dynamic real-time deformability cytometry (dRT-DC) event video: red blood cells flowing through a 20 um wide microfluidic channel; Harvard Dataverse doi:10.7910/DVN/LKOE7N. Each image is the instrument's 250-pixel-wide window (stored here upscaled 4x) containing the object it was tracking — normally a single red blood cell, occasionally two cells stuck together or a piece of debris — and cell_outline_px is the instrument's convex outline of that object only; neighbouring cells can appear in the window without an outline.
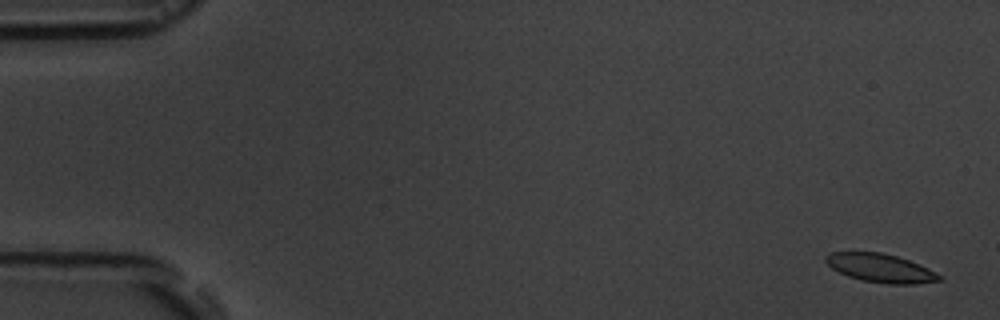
{"species": "common noctule bat (a hibernating species)", "species_latin": "Nyctalus noctula", "temperature_condition": "room temperature", "stored_images_in_passage": 6, "camera_frame_rate_fps": 3000, "um_per_image_px": 0.085, "animal": {"sex": "male", "body_mass_g": 19.5, "forearm_length_mm": 54.6}, "frame": {"image": 1, "passage_image": 1, "time_ms": 0.0, "image_size_px": [1000, 320], "cell_outline_px": [[940, 280], [916, 284], [888, 284], [864, 280], [848, 276], [832, 268], [824, 260], [824, 256], [832, 252], [880, 252], [896, 256], [920, 264], [936, 272], [940, 276]], "centroid_in_image_um": [74.84, 22.78], "position_along_channel_um": 10.2, "area_um2": 18.67}}
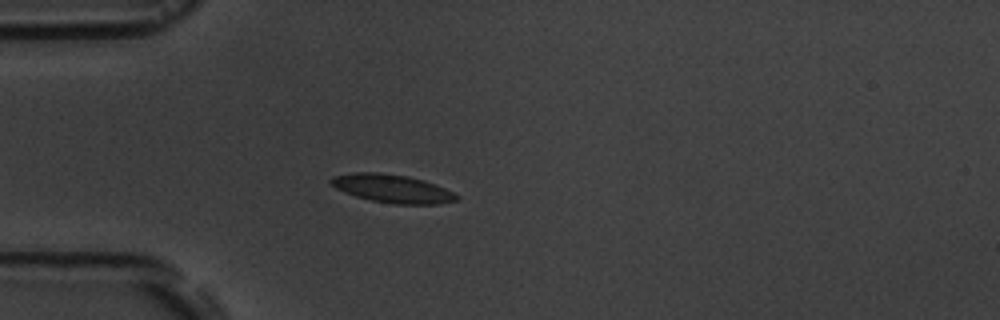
{"frame": {"image": 2, "passage_image": 5, "time_ms": 4.667, "image_size_px": [1000, 320], "cell_outline_px": [[460, 196], [456, 200], [436, 204], [396, 204], [372, 200], [356, 196], [344, 192], [336, 188], [328, 180], [332, 176], [356, 172], [380, 172], [408, 176], [424, 180], [436, 184]], "centroid_in_image_um": [33.33, 16.02], "position_along_channel_um": 51.7, "area_um2": 20.58}}